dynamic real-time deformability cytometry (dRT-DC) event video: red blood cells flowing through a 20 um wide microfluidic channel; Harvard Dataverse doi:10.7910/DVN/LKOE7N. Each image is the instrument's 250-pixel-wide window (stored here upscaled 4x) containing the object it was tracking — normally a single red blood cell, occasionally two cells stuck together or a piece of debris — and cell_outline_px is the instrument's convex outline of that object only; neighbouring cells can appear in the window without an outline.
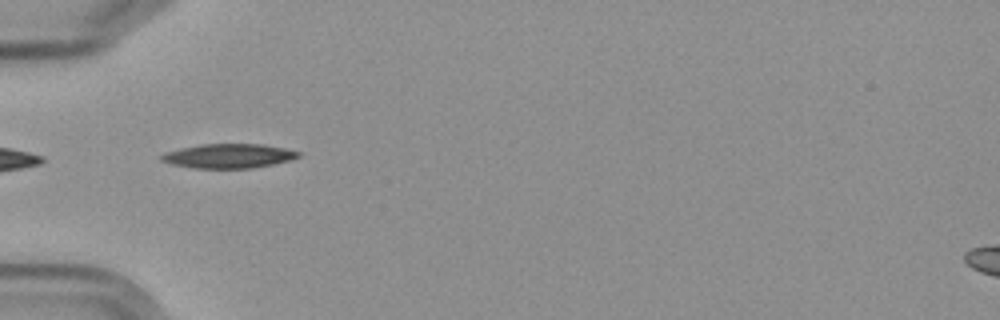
{"species": "Egyptian fruit bat (a non-hibernating species)", "species_latin": "Rousettus aegyptiacus", "temperature_condition": "cold", "stored_images_in_passage": 7, "camera_frame_rate_fps": 3000, "um_per_image_px": 0.085, "frame": {"image": 1, "passage_image": 2, "time_ms": 1.0, "image_size_px": [1000, 320], "cell_outline_px": [[300, 156], [292, 160], [252, 168], [192, 168], [172, 164], [160, 160], [160, 156], [164, 152], [180, 148], [200, 144], [264, 144], [284, 148], [300, 152]], "centroid_in_image_um": [19.42, 13.25], "position_along_channel_um": 65.6, "area_um2": 19.48}}
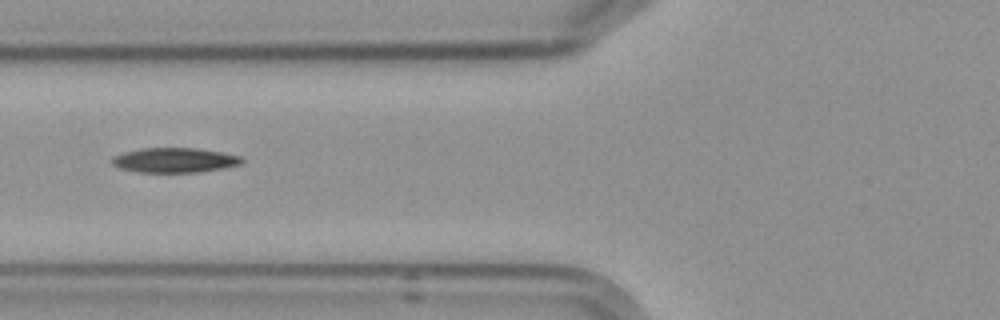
{"frame": {"image": 2, "passage_image": 3, "time_ms": 2.333, "image_size_px": [1000, 320], "cell_outline_px": [[244, 160], [240, 164], [220, 168], [196, 172], [136, 172], [120, 168], [112, 164], [112, 156], [124, 152], [140, 148], [196, 148], [220, 152], [240, 156]], "centroid_in_image_um": [14.78, 13.61], "position_along_channel_um": 111.0, "area_um2": 18.55}}
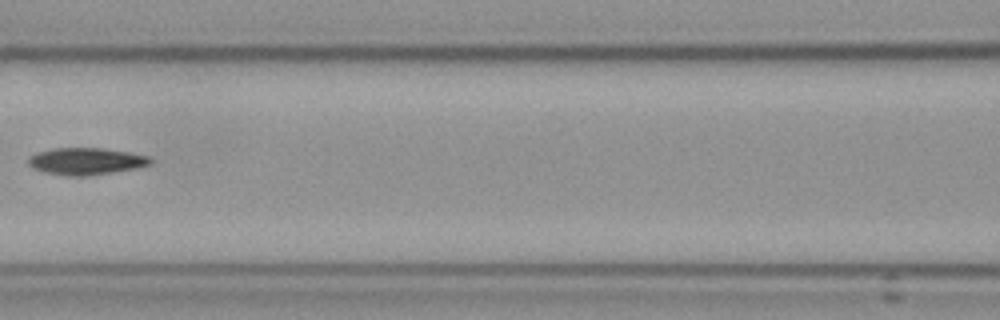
{"frame": {"image": 3, "passage_image": 4, "time_ms": 3.667, "image_size_px": [1000, 320], "cell_outline_px": [[152, 164], [136, 168], [88, 176], [68, 176], [48, 172], [32, 168], [28, 164], [28, 156], [36, 152], [52, 148], [104, 148], [128, 152], [148, 156], [152, 160]], "centroid_in_image_um": [7.29, 13.7], "position_along_channel_um": 159.3, "area_um2": 19.19}}